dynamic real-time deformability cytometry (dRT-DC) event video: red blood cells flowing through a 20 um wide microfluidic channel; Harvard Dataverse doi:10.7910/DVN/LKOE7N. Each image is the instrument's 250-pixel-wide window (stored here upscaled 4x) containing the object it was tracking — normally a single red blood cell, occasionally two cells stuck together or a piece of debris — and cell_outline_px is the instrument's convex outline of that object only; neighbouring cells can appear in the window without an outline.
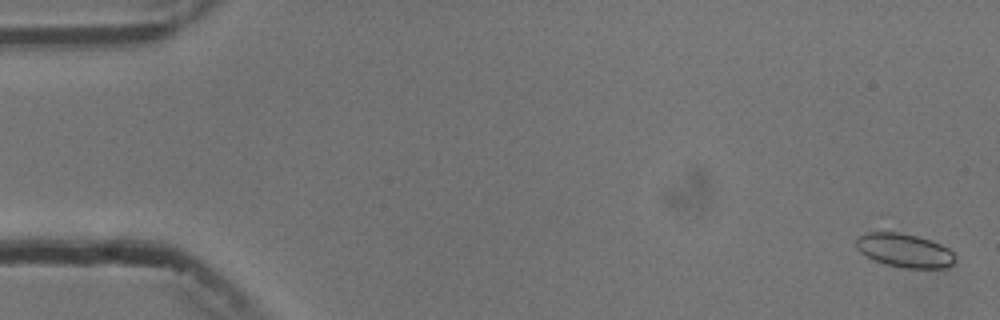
{"species": "common noctule bat (a hibernating species)", "species_latin": "Nyctalus noctula", "temperature_condition": "cold", "stored_images_in_passage": 27, "camera_frame_rate_fps": 3000, "um_per_image_px": 0.085, "animal": {"sex": "male", "body_mass_g": 13.3}, "frame": {"image": 1, "passage_image": 2, "time_ms": 0.333, "image_size_px": [1000, 320], "cell_outline_px": [[956, 260], [948, 268], [904, 268], [884, 264], [860, 252], [856, 248], [856, 240], [880, 216], [932, 240], [948, 248], [956, 256]], "centroid_in_image_um": [76.72, 21.0], "position_along_channel_um": 8.3, "area_um2": 22.89}}
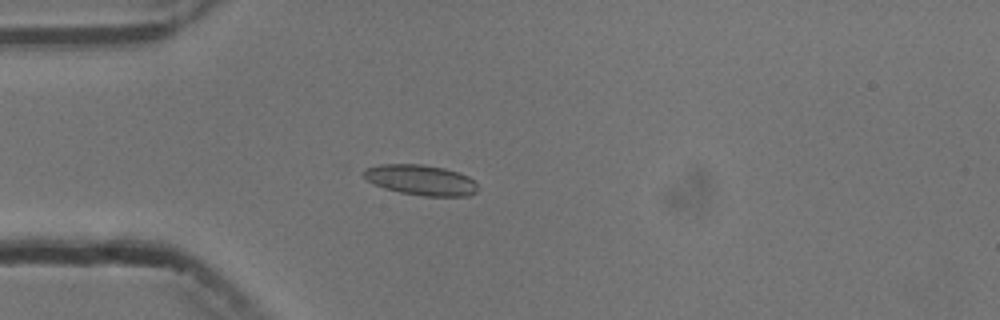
{"frame": {"image": 2, "passage_image": 16, "time_ms": 5.0, "image_size_px": [1000, 320], "cell_outline_px": [[476, 192], [472, 196], [424, 196], [400, 192], [384, 188], [368, 180], [364, 176], [364, 168], [380, 164], [424, 164], [444, 168], [460, 172], [468, 176], [476, 184]], "centroid_in_image_um": [35.79, 15.29], "position_along_channel_um": 49.2, "area_um2": 20.17}}
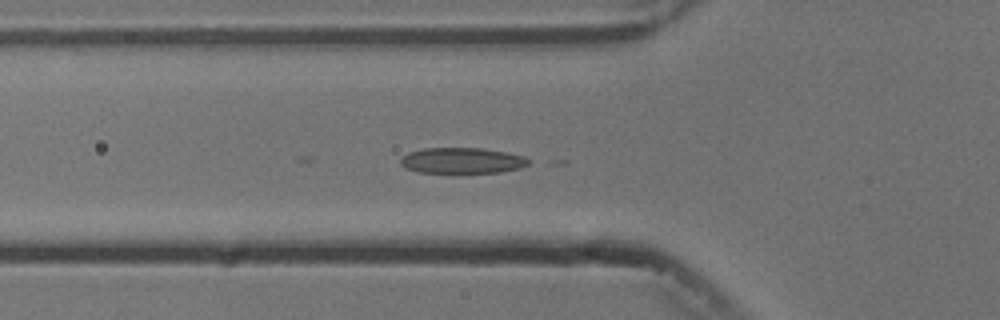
{"frame": {"image": 3, "passage_image": 20, "time_ms": 6.333, "image_size_px": [1000, 320], "cell_outline_px": [[532, 160], [528, 164], [520, 168], [500, 172], [416, 172], [404, 168], [400, 164], [400, 156], [408, 152], [424, 148], [484, 148], [524, 156]], "centroid_in_image_um": [39.24, 13.64], "position_along_channel_um": 86.6, "area_um2": 19.31}}